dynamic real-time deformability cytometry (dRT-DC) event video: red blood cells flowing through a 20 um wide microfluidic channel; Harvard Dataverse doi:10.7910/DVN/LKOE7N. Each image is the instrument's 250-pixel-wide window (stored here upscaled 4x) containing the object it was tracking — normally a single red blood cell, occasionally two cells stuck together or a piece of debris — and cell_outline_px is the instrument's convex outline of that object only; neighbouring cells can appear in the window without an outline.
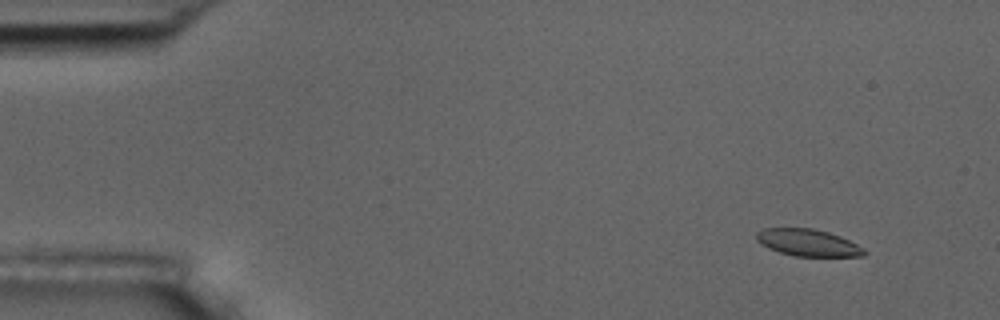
{"species": "common noctule bat (a hibernating species)", "species_latin": "Nyctalus noctula", "temperature_condition": "room temperature", "stored_images_in_passage": 6, "camera_frame_rate_fps": 3000, "um_per_image_px": 0.085, "animal": {"sex": "male", "body_mass_g": 17.5, "forearm_length_mm": 52.3}, "frame": {"image": 1, "passage_image": 2, "time_ms": 1.333, "image_size_px": [1000, 320], "cell_outline_px": [[868, 252], [864, 256], [796, 256], [780, 252], [768, 248], [760, 244], [756, 240], [756, 232], [764, 228], [812, 228], [828, 232], [840, 236], [864, 248]], "centroid_in_image_um": [68.66, 20.62], "position_along_channel_um": 16.3, "area_um2": 16.94}}
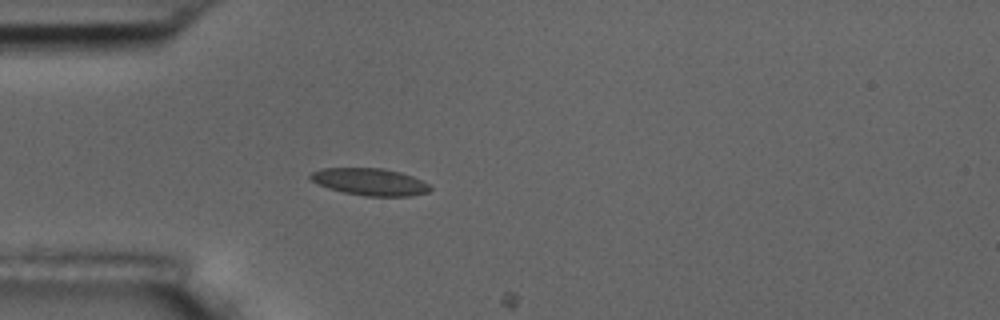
{"frame": {"image": 2, "passage_image": 5, "time_ms": 5.0, "image_size_px": [1000, 320], "cell_outline_px": [[432, 188], [428, 192], [408, 196], [364, 196], [344, 192], [328, 188], [312, 180], [308, 176], [312, 172], [320, 168], [384, 168], [400, 172], [412, 176], [428, 184]], "centroid_in_image_um": [31.43, 15.45], "position_along_channel_um": 53.6, "area_um2": 18.79}}